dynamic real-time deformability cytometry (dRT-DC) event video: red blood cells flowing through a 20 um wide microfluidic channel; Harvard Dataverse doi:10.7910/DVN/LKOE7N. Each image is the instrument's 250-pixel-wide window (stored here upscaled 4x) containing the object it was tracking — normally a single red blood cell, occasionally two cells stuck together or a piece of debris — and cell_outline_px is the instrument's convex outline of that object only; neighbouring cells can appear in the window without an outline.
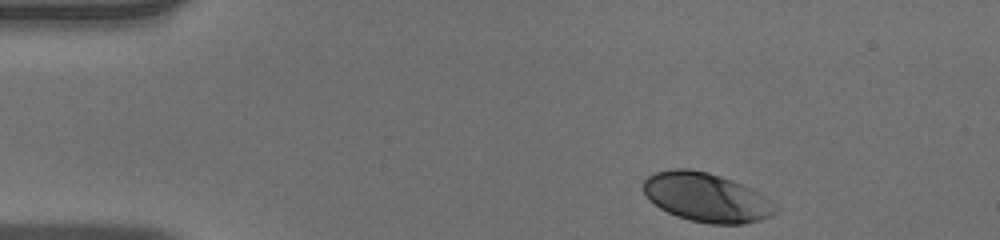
{"species": "human", "species_latin": "Homo sapiens", "temperature_condition": "warm", "stored_images_in_passage": 39, "camera_frame_rate_fps": 3000, "um_per_image_px": 0.085, "donor": {"sex": "male"}, "frame": {"image": 1, "passage_image": 1, "time_ms": 0.0, "image_size_px": [1000, 240], "cell_outline_px": [[780, 208], [772, 216], [760, 220], [744, 224], [708, 224], [688, 220], [676, 216], [660, 208], [648, 200], [644, 192], [644, 180], [648, 176], [656, 172], [672, 168], [688, 168], [708, 172], [732, 180], [752, 188], [768, 196]], "centroid_in_image_um": [60.09, 16.79], "position_along_channel_um": 24.9, "area_um2": 38.26}}
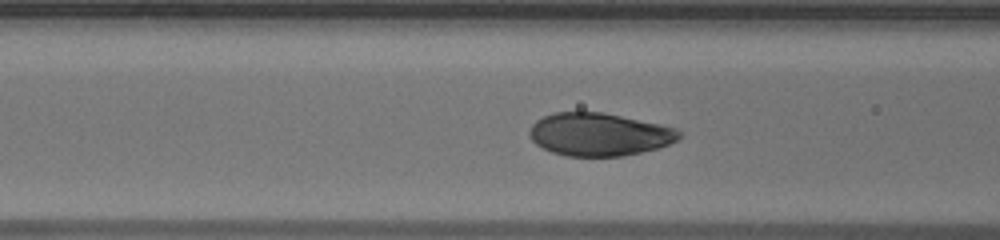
{"frame": {"image": 2, "passage_image": 14, "time_ms": 4.333, "image_size_px": [1000, 240], "cell_outline_px": [[680, 140], [656, 148], [624, 156], [568, 156], [552, 152], [536, 144], [532, 140], [528, 132], [532, 124], [536, 120], [552, 112], [604, 112], [660, 124], [676, 128], [680, 132]], "centroid_in_image_um": [50.92, 11.41], "position_along_channel_um": 115.7, "area_um2": 37.4}}
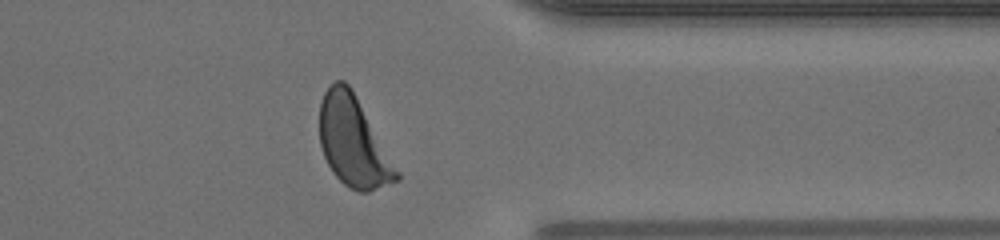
{"frame": {"image": 3, "passage_image": 35, "time_ms": 11.333, "image_size_px": [1000, 240], "cell_outline_px": [[400, 180], [368, 192], [360, 192], [344, 184], [332, 172], [324, 156], [320, 144], [320, 104], [324, 92], [336, 80], [344, 80], [352, 88], [400, 172]], "centroid_in_image_um": [30.04, 12.05], "position_along_channel_um": 381.4, "area_um2": 40.23}, "authors_computed_cell_mechanics": {"area_um2": 38.3214, "velocity_mm_per_s": 3.9204, "shape_relaxation_time_tau1_ms": 2.535, "shape_relaxation_time_tau2_ms": null, "deformation_change_tau1": 0.1797, "deformation_change_tau2": null}}